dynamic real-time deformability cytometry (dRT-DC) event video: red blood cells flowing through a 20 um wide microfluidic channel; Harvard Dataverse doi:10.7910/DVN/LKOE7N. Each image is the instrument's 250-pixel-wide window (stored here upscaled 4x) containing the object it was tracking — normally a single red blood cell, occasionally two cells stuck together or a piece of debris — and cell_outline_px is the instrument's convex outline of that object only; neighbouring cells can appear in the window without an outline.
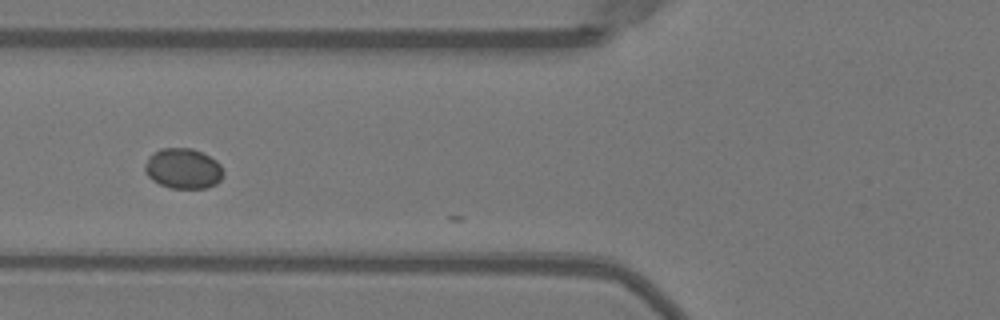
{"species": "Egyptian fruit bat (a non-hibernating species)", "species_latin": "Rousettus aegyptiacus", "temperature_condition": "warm", "stored_images_in_passage": 9, "camera_frame_rate_fps": 3000, "um_per_image_px": 0.085, "animal": {"sex": "female"}, "frame": {"image": 1, "passage_image": 6, "time_ms": 1.667, "image_size_px": [1000, 320], "cell_outline_px": [[224, 176], [216, 184], [204, 188], [168, 188], [152, 180], [144, 172], [144, 164], [148, 156], [152, 152], [160, 148], [192, 148], [216, 160], [220, 164], [224, 172]], "centroid_in_image_um": [15.54, 14.32], "position_along_channel_um": 110.3, "area_um2": 18.67}}